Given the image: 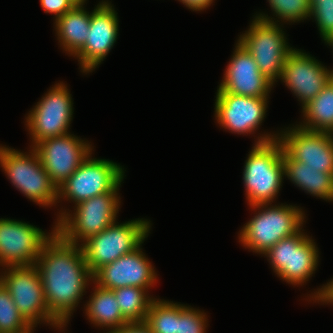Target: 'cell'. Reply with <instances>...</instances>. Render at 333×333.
<instances>
[{
    "instance_id": "obj_33",
    "label": "cell",
    "mask_w": 333,
    "mask_h": 333,
    "mask_svg": "<svg viewBox=\"0 0 333 333\" xmlns=\"http://www.w3.org/2000/svg\"><path fill=\"white\" fill-rule=\"evenodd\" d=\"M193 11H201L208 8L214 0H178Z\"/></svg>"
},
{
    "instance_id": "obj_7",
    "label": "cell",
    "mask_w": 333,
    "mask_h": 333,
    "mask_svg": "<svg viewBox=\"0 0 333 333\" xmlns=\"http://www.w3.org/2000/svg\"><path fill=\"white\" fill-rule=\"evenodd\" d=\"M266 14H258L250 28L240 35L238 41L248 50L257 63L259 71L274 84L280 78L289 53L294 49L287 43L283 29Z\"/></svg>"
},
{
    "instance_id": "obj_10",
    "label": "cell",
    "mask_w": 333,
    "mask_h": 333,
    "mask_svg": "<svg viewBox=\"0 0 333 333\" xmlns=\"http://www.w3.org/2000/svg\"><path fill=\"white\" fill-rule=\"evenodd\" d=\"M58 187V199L78 203L113 191L124 179V168L119 164L90 157Z\"/></svg>"
},
{
    "instance_id": "obj_3",
    "label": "cell",
    "mask_w": 333,
    "mask_h": 333,
    "mask_svg": "<svg viewBox=\"0 0 333 333\" xmlns=\"http://www.w3.org/2000/svg\"><path fill=\"white\" fill-rule=\"evenodd\" d=\"M250 207L260 211L242 227L239 242L257 254L263 255L281 239L294 235L304 223L305 214L295 205L270 203Z\"/></svg>"
},
{
    "instance_id": "obj_13",
    "label": "cell",
    "mask_w": 333,
    "mask_h": 333,
    "mask_svg": "<svg viewBox=\"0 0 333 333\" xmlns=\"http://www.w3.org/2000/svg\"><path fill=\"white\" fill-rule=\"evenodd\" d=\"M57 188L92 154L90 143L73 134L50 137L32 147Z\"/></svg>"
},
{
    "instance_id": "obj_20",
    "label": "cell",
    "mask_w": 333,
    "mask_h": 333,
    "mask_svg": "<svg viewBox=\"0 0 333 333\" xmlns=\"http://www.w3.org/2000/svg\"><path fill=\"white\" fill-rule=\"evenodd\" d=\"M284 176L297 187L324 200L333 201V173L320 172L317 168L293 160L284 150L282 155Z\"/></svg>"
},
{
    "instance_id": "obj_11",
    "label": "cell",
    "mask_w": 333,
    "mask_h": 333,
    "mask_svg": "<svg viewBox=\"0 0 333 333\" xmlns=\"http://www.w3.org/2000/svg\"><path fill=\"white\" fill-rule=\"evenodd\" d=\"M37 102L26 119L32 146L43 139L65 135L73 116V101L63 82L57 83Z\"/></svg>"
},
{
    "instance_id": "obj_29",
    "label": "cell",
    "mask_w": 333,
    "mask_h": 333,
    "mask_svg": "<svg viewBox=\"0 0 333 333\" xmlns=\"http://www.w3.org/2000/svg\"><path fill=\"white\" fill-rule=\"evenodd\" d=\"M311 17L315 18L321 38L324 41L333 36V0H324L311 6Z\"/></svg>"
},
{
    "instance_id": "obj_25",
    "label": "cell",
    "mask_w": 333,
    "mask_h": 333,
    "mask_svg": "<svg viewBox=\"0 0 333 333\" xmlns=\"http://www.w3.org/2000/svg\"><path fill=\"white\" fill-rule=\"evenodd\" d=\"M178 315V303L154 298L144 323L153 333H176Z\"/></svg>"
},
{
    "instance_id": "obj_2",
    "label": "cell",
    "mask_w": 333,
    "mask_h": 333,
    "mask_svg": "<svg viewBox=\"0 0 333 333\" xmlns=\"http://www.w3.org/2000/svg\"><path fill=\"white\" fill-rule=\"evenodd\" d=\"M283 150L279 134H265L256 140L243 172L249 206L270 204L279 193L284 178Z\"/></svg>"
},
{
    "instance_id": "obj_14",
    "label": "cell",
    "mask_w": 333,
    "mask_h": 333,
    "mask_svg": "<svg viewBox=\"0 0 333 333\" xmlns=\"http://www.w3.org/2000/svg\"><path fill=\"white\" fill-rule=\"evenodd\" d=\"M118 16L108 1L99 2L91 12L89 36L85 45L73 56L81 67V72H92L110 52L118 36Z\"/></svg>"
},
{
    "instance_id": "obj_28",
    "label": "cell",
    "mask_w": 333,
    "mask_h": 333,
    "mask_svg": "<svg viewBox=\"0 0 333 333\" xmlns=\"http://www.w3.org/2000/svg\"><path fill=\"white\" fill-rule=\"evenodd\" d=\"M207 327L206 313L191 306L179 304L176 321V333H205Z\"/></svg>"
},
{
    "instance_id": "obj_5",
    "label": "cell",
    "mask_w": 333,
    "mask_h": 333,
    "mask_svg": "<svg viewBox=\"0 0 333 333\" xmlns=\"http://www.w3.org/2000/svg\"><path fill=\"white\" fill-rule=\"evenodd\" d=\"M29 153L0 146V165L12 185L28 199L51 207L58 202V188L43 168L37 152L32 149Z\"/></svg>"
},
{
    "instance_id": "obj_36",
    "label": "cell",
    "mask_w": 333,
    "mask_h": 333,
    "mask_svg": "<svg viewBox=\"0 0 333 333\" xmlns=\"http://www.w3.org/2000/svg\"><path fill=\"white\" fill-rule=\"evenodd\" d=\"M322 1H324V0H308L310 6H313V5H315V4L319 3V2H322Z\"/></svg>"
},
{
    "instance_id": "obj_21",
    "label": "cell",
    "mask_w": 333,
    "mask_h": 333,
    "mask_svg": "<svg viewBox=\"0 0 333 333\" xmlns=\"http://www.w3.org/2000/svg\"><path fill=\"white\" fill-rule=\"evenodd\" d=\"M91 13L83 5H76L55 20V30L62 48L74 56L89 36Z\"/></svg>"
},
{
    "instance_id": "obj_22",
    "label": "cell",
    "mask_w": 333,
    "mask_h": 333,
    "mask_svg": "<svg viewBox=\"0 0 333 333\" xmlns=\"http://www.w3.org/2000/svg\"><path fill=\"white\" fill-rule=\"evenodd\" d=\"M95 285L85 307L88 320L95 326L110 328L109 332L127 325L129 322L123 317L113 290Z\"/></svg>"
},
{
    "instance_id": "obj_12",
    "label": "cell",
    "mask_w": 333,
    "mask_h": 333,
    "mask_svg": "<svg viewBox=\"0 0 333 333\" xmlns=\"http://www.w3.org/2000/svg\"><path fill=\"white\" fill-rule=\"evenodd\" d=\"M56 232L46 235L42 229L14 219H0V266L35 265L43 245Z\"/></svg>"
},
{
    "instance_id": "obj_18",
    "label": "cell",
    "mask_w": 333,
    "mask_h": 333,
    "mask_svg": "<svg viewBox=\"0 0 333 333\" xmlns=\"http://www.w3.org/2000/svg\"><path fill=\"white\" fill-rule=\"evenodd\" d=\"M141 250L140 245L131 253L101 267L93 275V283L112 290L130 286L151 288L156 283L157 273Z\"/></svg>"
},
{
    "instance_id": "obj_6",
    "label": "cell",
    "mask_w": 333,
    "mask_h": 333,
    "mask_svg": "<svg viewBox=\"0 0 333 333\" xmlns=\"http://www.w3.org/2000/svg\"><path fill=\"white\" fill-rule=\"evenodd\" d=\"M147 219H135L125 223L113 222L109 227L90 237L82 245L86 265L92 275L101 267L129 254L144 242L150 233Z\"/></svg>"
},
{
    "instance_id": "obj_24",
    "label": "cell",
    "mask_w": 333,
    "mask_h": 333,
    "mask_svg": "<svg viewBox=\"0 0 333 333\" xmlns=\"http://www.w3.org/2000/svg\"><path fill=\"white\" fill-rule=\"evenodd\" d=\"M123 317L129 323H144L153 298L147 289L136 286L121 287L113 290Z\"/></svg>"
},
{
    "instance_id": "obj_23",
    "label": "cell",
    "mask_w": 333,
    "mask_h": 333,
    "mask_svg": "<svg viewBox=\"0 0 333 333\" xmlns=\"http://www.w3.org/2000/svg\"><path fill=\"white\" fill-rule=\"evenodd\" d=\"M304 118L301 128L311 131L333 130V77L310 102L302 107ZM306 121V122H305Z\"/></svg>"
},
{
    "instance_id": "obj_8",
    "label": "cell",
    "mask_w": 333,
    "mask_h": 333,
    "mask_svg": "<svg viewBox=\"0 0 333 333\" xmlns=\"http://www.w3.org/2000/svg\"><path fill=\"white\" fill-rule=\"evenodd\" d=\"M4 268L5 271L1 273L0 281L8 289L20 314L33 328L40 321L60 330L65 328L49 312L44 298L41 276L36 265Z\"/></svg>"
},
{
    "instance_id": "obj_1",
    "label": "cell",
    "mask_w": 333,
    "mask_h": 333,
    "mask_svg": "<svg viewBox=\"0 0 333 333\" xmlns=\"http://www.w3.org/2000/svg\"><path fill=\"white\" fill-rule=\"evenodd\" d=\"M35 265L49 312L65 327L93 281L84 251L81 245L66 242L55 232L43 245Z\"/></svg>"
},
{
    "instance_id": "obj_35",
    "label": "cell",
    "mask_w": 333,
    "mask_h": 333,
    "mask_svg": "<svg viewBox=\"0 0 333 333\" xmlns=\"http://www.w3.org/2000/svg\"><path fill=\"white\" fill-rule=\"evenodd\" d=\"M326 44H328L329 46H332L333 48V36H331L328 40L325 41ZM333 73V70H332Z\"/></svg>"
},
{
    "instance_id": "obj_32",
    "label": "cell",
    "mask_w": 333,
    "mask_h": 333,
    "mask_svg": "<svg viewBox=\"0 0 333 333\" xmlns=\"http://www.w3.org/2000/svg\"><path fill=\"white\" fill-rule=\"evenodd\" d=\"M107 333H153L145 323H128Z\"/></svg>"
},
{
    "instance_id": "obj_31",
    "label": "cell",
    "mask_w": 333,
    "mask_h": 333,
    "mask_svg": "<svg viewBox=\"0 0 333 333\" xmlns=\"http://www.w3.org/2000/svg\"><path fill=\"white\" fill-rule=\"evenodd\" d=\"M317 290L318 291L314 292V294L310 296L313 301H320L321 303L323 302V304H333V279L326 285H323L321 289L319 288Z\"/></svg>"
},
{
    "instance_id": "obj_17",
    "label": "cell",
    "mask_w": 333,
    "mask_h": 333,
    "mask_svg": "<svg viewBox=\"0 0 333 333\" xmlns=\"http://www.w3.org/2000/svg\"><path fill=\"white\" fill-rule=\"evenodd\" d=\"M284 151L295 161L333 173V137L330 132L311 131L298 126L279 133Z\"/></svg>"
},
{
    "instance_id": "obj_27",
    "label": "cell",
    "mask_w": 333,
    "mask_h": 333,
    "mask_svg": "<svg viewBox=\"0 0 333 333\" xmlns=\"http://www.w3.org/2000/svg\"><path fill=\"white\" fill-rule=\"evenodd\" d=\"M274 16L283 22H299L308 19L311 6L308 0H268Z\"/></svg>"
},
{
    "instance_id": "obj_19",
    "label": "cell",
    "mask_w": 333,
    "mask_h": 333,
    "mask_svg": "<svg viewBox=\"0 0 333 333\" xmlns=\"http://www.w3.org/2000/svg\"><path fill=\"white\" fill-rule=\"evenodd\" d=\"M217 90L248 97H268L274 83L262 74L252 55L238 41Z\"/></svg>"
},
{
    "instance_id": "obj_26",
    "label": "cell",
    "mask_w": 333,
    "mask_h": 333,
    "mask_svg": "<svg viewBox=\"0 0 333 333\" xmlns=\"http://www.w3.org/2000/svg\"><path fill=\"white\" fill-rule=\"evenodd\" d=\"M17 309L8 289L0 282V333H33Z\"/></svg>"
},
{
    "instance_id": "obj_15",
    "label": "cell",
    "mask_w": 333,
    "mask_h": 333,
    "mask_svg": "<svg viewBox=\"0 0 333 333\" xmlns=\"http://www.w3.org/2000/svg\"><path fill=\"white\" fill-rule=\"evenodd\" d=\"M333 77L314 57L299 49H293L287 56L280 80L300 100L302 107L315 98Z\"/></svg>"
},
{
    "instance_id": "obj_9",
    "label": "cell",
    "mask_w": 333,
    "mask_h": 333,
    "mask_svg": "<svg viewBox=\"0 0 333 333\" xmlns=\"http://www.w3.org/2000/svg\"><path fill=\"white\" fill-rule=\"evenodd\" d=\"M301 230L281 239L264 253L277 276L292 285L309 281L319 262L316 243Z\"/></svg>"
},
{
    "instance_id": "obj_30",
    "label": "cell",
    "mask_w": 333,
    "mask_h": 333,
    "mask_svg": "<svg viewBox=\"0 0 333 333\" xmlns=\"http://www.w3.org/2000/svg\"><path fill=\"white\" fill-rule=\"evenodd\" d=\"M40 3L44 12L55 15V20L76 6L71 0H40Z\"/></svg>"
},
{
    "instance_id": "obj_34",
    "label": "cell",
    "mask_w": 333,
    "mask_h": 333,
    "mask_svg": "<svg viewBox=\"0 0 333 333\" xmlns=\"http://www.w3.org/2000/svg\"><path fill=\"white\" fill-rule=\"evenodd\" d=\"M75 5H84L86 0H71Z\"/></svg>"
},
{
    "instance_id": "obj_4",
    "label": "cell",
    "mask_w": 333,
    "mask_h": 333,
    "mask_svg": "<svg viewBox=\"0 0 333 333\" xmlns=\"http://www.w3.org/2000/svg\"><path fill=\"white\" fill-rule=\"evenodd\" d=\"M119 184L113 191L94 196L75 205L73 215L60 211L56 232L66 241L82 245L116 221L120 206ZM76 210V211H75ZM81 241V244L79 243Z\"/></svg>"
},
{
    "instance_id": "obj_16",
    "label": "cell",
    "mask_w": 333,
    "mask_h": 333,
    "mask_svg": "<svg viewBox=\"0 0 333 333\" xmlns=\"http://www.w3.org/2000/svg\"><path fill=\"white\" fill-rule=\"evenodd\" d=\"M268 98L241 96L217 90L215 118L222 128L233 133H254L266 116Z\"/></svg>"
}]
</instances>
